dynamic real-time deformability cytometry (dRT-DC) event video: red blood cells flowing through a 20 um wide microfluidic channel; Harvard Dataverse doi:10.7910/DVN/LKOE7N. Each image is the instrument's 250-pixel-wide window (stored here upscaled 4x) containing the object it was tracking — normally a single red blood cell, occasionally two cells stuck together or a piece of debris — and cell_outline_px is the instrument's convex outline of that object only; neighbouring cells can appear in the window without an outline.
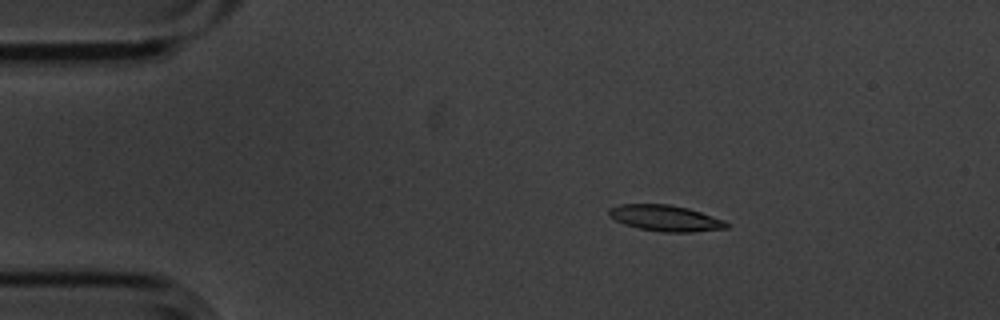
{"species": "common noctule bat (a hibernating species)", "species_latin": "Nyctalus noctula", "temperature_condition": "cold", "stored_images_in_passage": 6, "camera_frame_rate_fps": 3000, "um_per_image_px": 0.085, "animal": {"sex": "male", "body_mass_g": 20.1, "forearm_length_mm": 53.5}, "frame": {"image": 1, "passage_image": 3, "time_ms": 0.667, "image_size_px": [1000, 320], "cell_outline_px": [[728, 228], [692, 232], [660, 232], [640, 228], [624, 224], [616, 220], [608, 212], [608, 208], [620, 204], [668, 204], [688, 208], [724, 220], [728, 224]], "centroid_in_image_um": [56.56, 18.54], "position_along_channel_um": 28.4, "area_um2": 17.69}}
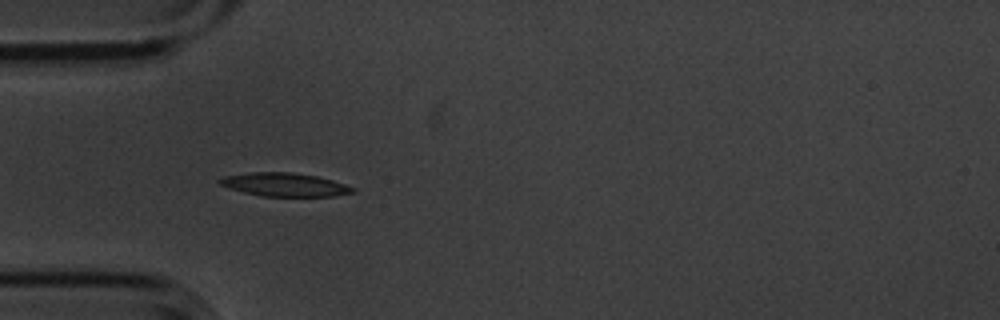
{"frame": {"image": 2, "passage_image": 5, "time_ms": 1.333, "image_size_px": [1000, 320], "cell_outline_px": [[356, 192], [332, 196], [260, 196], [228, 188], [216, 184], [216, 180], [224, 176], [248, 172], [292, 172], [316, 176], [332, 180], [356, 188]], "centroid_in_image_um": [24.13, 15.69], "position_along_channel_um": 60.9, "area_um2": 18.32}}
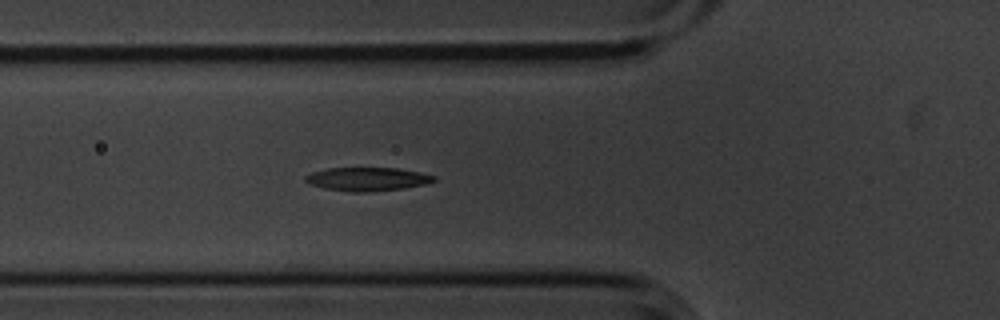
{"frame": {"image": 3, "passage_image": 6, "time_ms": 1.667, "image_size_px": [1000, 320], "cell_outline_px": [[436, 180], [424, 184], [404, 188], [368, 192], [352, 192], [324, 188], [308, 184], [304, 180], [304, 176], [312, 172], [328, 168], [396, 168], [420, 172], [436, 176]], "centroid_in_image_um": [31.19, 15.22], "position_along_channel_um": 94.6, "area_um2": 17.63}}